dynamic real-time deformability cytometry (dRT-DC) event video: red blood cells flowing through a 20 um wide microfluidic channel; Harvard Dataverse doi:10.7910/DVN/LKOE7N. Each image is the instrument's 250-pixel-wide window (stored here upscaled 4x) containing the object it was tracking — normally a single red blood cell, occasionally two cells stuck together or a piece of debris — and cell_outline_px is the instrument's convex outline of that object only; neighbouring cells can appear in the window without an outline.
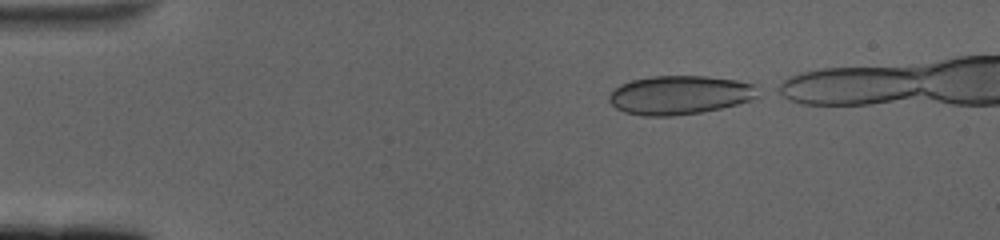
{"species": "human", "species_latin": "Homo sapiens", "temperature_condition": "cold", "stored_images_in_passage": 44, "camera_frame_rate_fps": 3000, "um_per_image_px": 0.085, "donor": {"sex": "female"}, "frame": {"image": 1, "passage_image": 1, "time_ms": 0.0, "image_size_px": [1000, 240], "cell_outline_px": [[764, 88], [752, 100], [720, 108], [700, 112], [672, 116], [644, 116], [624, 112], [616, 108], [608, 100], [608, 96], [620, 84], [632, 80], [652, 76], [708, 76], [736, 80], [760, 84]], "centroid_in_image_um": [57.85, 8.06], "position_along_channel_um": 27.2, "area_um2": 34.04}}
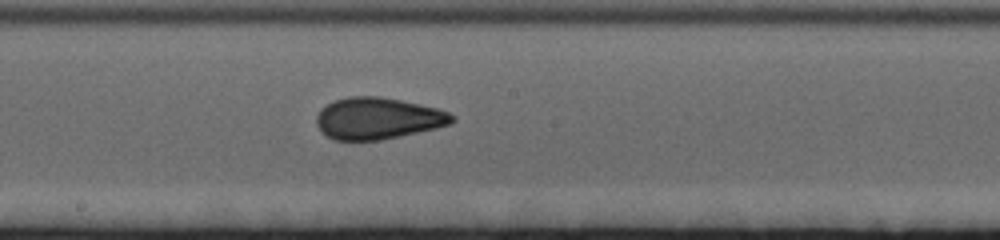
{"frame": {"image": 2, "passage_image": 24, "time_ms": 7.667, "image_size_px": [1000, 240], "cell_outline_px": [[456, 120], [452, 124], [436, 128], [400, 136], [380, 140], [336, 140], [320, 132], [316, 124], [316, 116], [320, 108], [336, 100], [348, 96], [380, 96], [420, 104], [436, 108], [448, 112], [456, 116]], "centroid_in_image_um": [32.12, 10.06], "position_along_channel_um": 216.1, "area_um2": 33.06}}
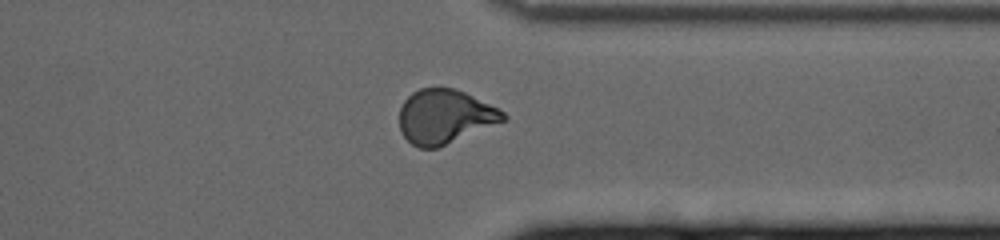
{"frame": {"image": 3, "passage_image": 38, "time_ms": 12.333, "image_size_px": [1000, 240], "cell_outline_px": [[508, 120], [436, 148], [420, 148], [412, 144], [400, 132], [400, 108], [404, 100], [412, 92], [420, 88], [456, 88], [504, 112], [508, 116]], "centroid_in_image_um": [37.8, 9.91], "position_along_channel_um": 373.6, "area_um2": 32.6}}